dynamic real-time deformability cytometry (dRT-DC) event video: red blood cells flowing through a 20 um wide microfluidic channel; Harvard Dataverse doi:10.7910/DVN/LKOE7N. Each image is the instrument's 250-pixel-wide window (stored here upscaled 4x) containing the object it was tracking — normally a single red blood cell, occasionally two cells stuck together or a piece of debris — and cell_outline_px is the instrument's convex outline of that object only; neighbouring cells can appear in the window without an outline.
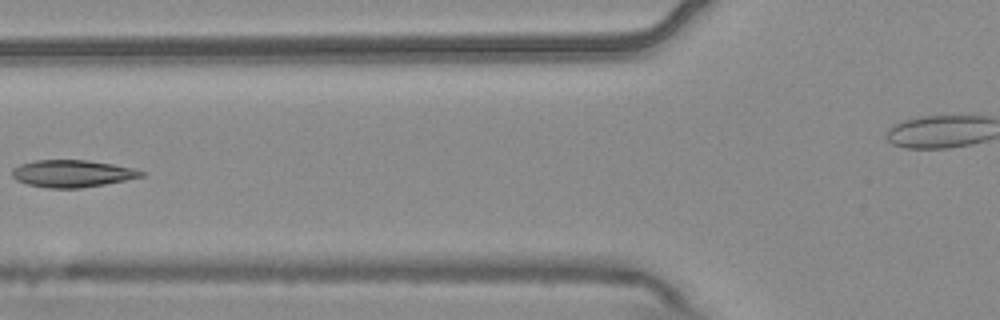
{"species": "common noctule bat (a hibernating species)", "species_latin": "Nyctalus noctula", "temperature_condition": "warm", "stored_images_in_passage": 6, "camera_frame_rate_fps": 3000, "um_per_image_px": 0.085, "animal": {"sex": "male", "body_mass_g": 20.4}, "frame": {"image": 1, "passage_image": 6, "time_ms": 1.667, "image_size_px": [1000, 320], "cell_outline_px": [[144, 176], [104, 184], [80, 188], [48, 188], [28, 184], [16, 180], [12, 176], [12, 168], [20, 164], [36, 160], [88, 160], [136, 168], [144, 172]], "centroid_in_image_um": [6.13, 14.74], "position_along_channel_um": 119.7, "area_um2": 20.4}}